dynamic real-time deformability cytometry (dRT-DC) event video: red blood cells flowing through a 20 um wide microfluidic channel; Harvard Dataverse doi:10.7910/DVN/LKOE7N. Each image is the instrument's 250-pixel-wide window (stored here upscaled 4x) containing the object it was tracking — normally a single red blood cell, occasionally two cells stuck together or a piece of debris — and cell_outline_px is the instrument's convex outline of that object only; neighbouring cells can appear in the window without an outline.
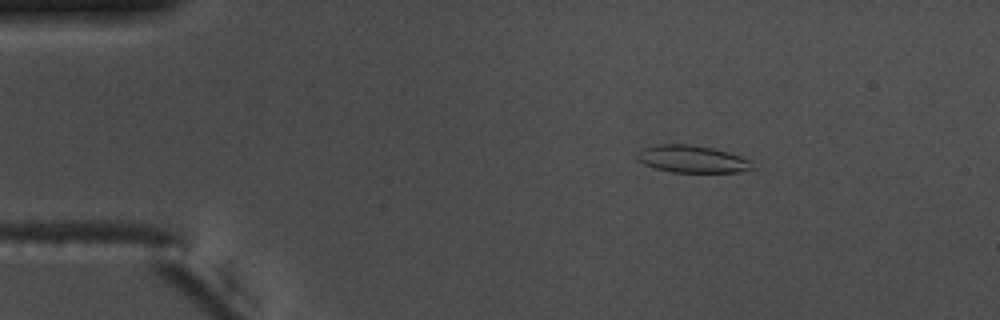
{"species": "common noctule bat (a hibernating species)", "species_latin": "Nyctalus noctula", "temperature_condition": "warm", "stored_images_in_passage": 55, "camera_frame_rate_fps": 3000, "um_per_image_px": 0.085, "animal": {"sex": "male", "body_mass_g": 17.5, "forearm_length_mm": 52.3}, "frame": {"image": 1, "passage_image": 9, "time_ms": 2.667, "image_size_px": [1000, 320], "cell_outline_px": [[752, 168], [740, 172], [672, 172], [656, 168], [644, 164], [636, 160], [636, 152], [640, 148], [656, 144], [688, 144], [712, 148], [728, 152], [752, 160]], "centroid_in_image_um": [58.77, 13.51], "position_along_channel_um": 26.2, "area_um2": 18.44}}
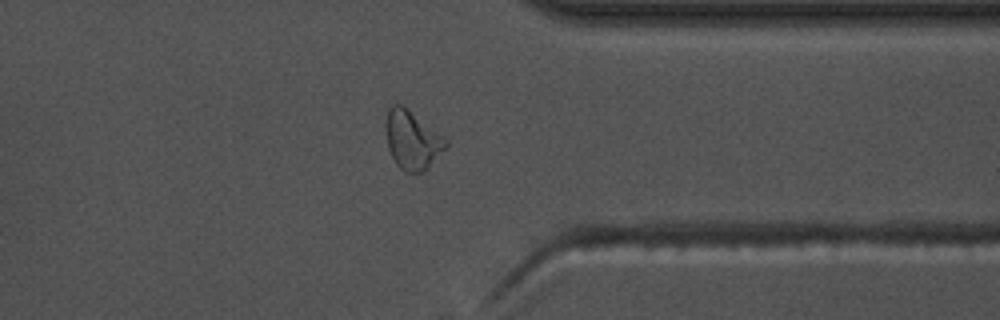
{"frame": {"image": 2, "passage_image": 43, "time_ms": 14.0, "image_size_px": [1000, 320], "cell_outline_px": [[448, 144], [424, 172], [404, 172], [396, 164], [388, 148], [384, 124], [388, 108], [392, 104], [404, 104], [444, 136], [448, 140]], "centroid_in_image_um": [35.01, 11.85], "position_along_channel_um": 376.4, "area_um2": 20.81}}
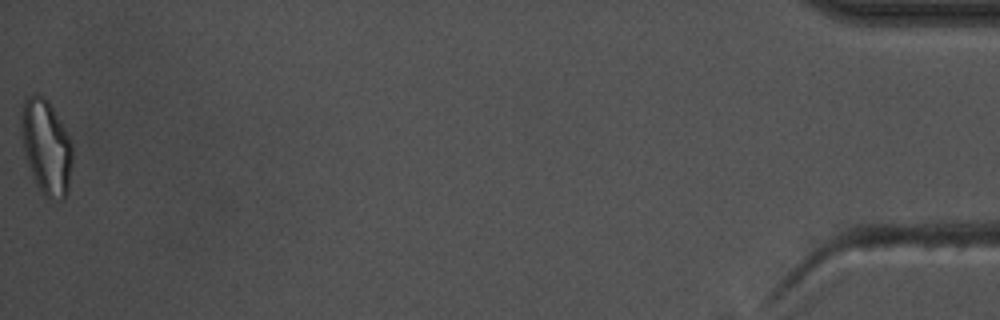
{"frame": {"image": 3, "passage_image": 55, "time_ms": 18.0, "image_size_px": [1000, 320], "cell_outline_px": [[72, 164], [68, 192], [64, 200], [60, 200], [44, 196], [36, 184], [32, 176], [24, 152], [20, 128], [24, 100], [28, 96], [36, 92], [48, 100], [60, 120], [72, 144]], "centroid_in_image_um": [3.93, 12.5], "position_along_channel_um": 431.3, "area_um2": 28.32}, "authors_computed_cell_mechanics": {"area_um2": 18.496, "velocity_mm_per_s": 3.734, "shape_relaxation_time_tau1_ms": 5.0557, "shape_relaxation_time_tau2_ms": 1.8499, "deformation_change_tau1": 0.1785, "deformation_change_tau2": 0.0743}}